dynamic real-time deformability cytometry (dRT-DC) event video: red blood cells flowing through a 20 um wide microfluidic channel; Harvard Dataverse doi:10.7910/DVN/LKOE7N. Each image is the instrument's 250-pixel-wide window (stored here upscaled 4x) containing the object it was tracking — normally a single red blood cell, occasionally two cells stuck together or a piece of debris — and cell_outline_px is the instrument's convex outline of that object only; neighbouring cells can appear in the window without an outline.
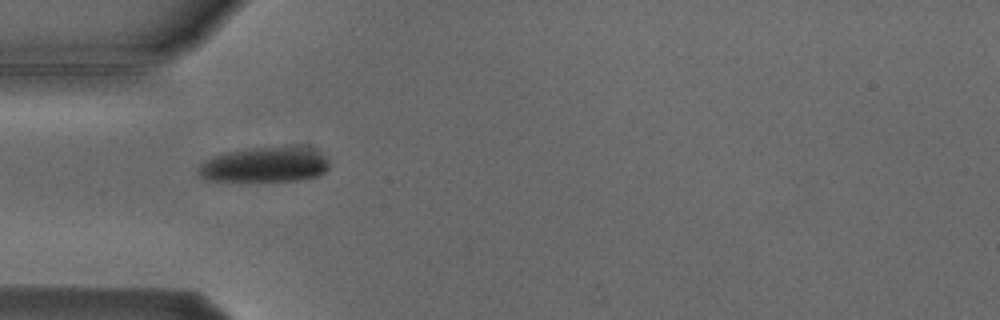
{"species": "Egyptian fruit bat (a non-hibernating species)", "species_latin": "Rousettus aegyptiacus", "temperature_condition": "cold", "stored_images_in_passage": 5, "camera_frame_rate_fps": 3000, "um_per_image_px": 0.085, "animal": {"sex": "male"}, "frame": {"image": 1, "passage_image": 1, "time_ms": 0.0, "image_size_px": [1000, 320], "cell_outline_px": [[328, 168], [320, 176], [300, 180], [240, 184], [204, 180], [196, 172], [196, 168], [204, 160], [212, 156], [224, 152], [252, 148], [292, 144], [300, 144], [316, 148], [328, 156]], "centroid_in_image_um": [22.51, 14.01], "position_along_channel_um": 62.5, "area_um2": 29.19}}
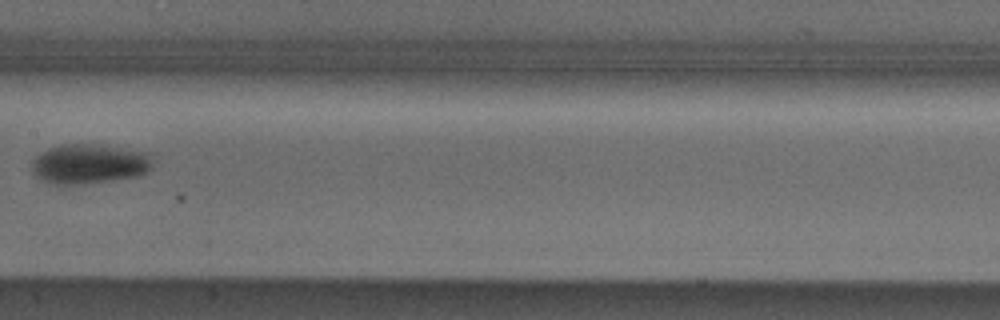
{"frame": {"image": 2, "passage_image": 4, "time_ms": 3.667, "image_size_px": [1000, 320], "cell_outline_px": [[152, 168], [148, 172], [136, 176], [112, 180], [84, 184], [48, 184], [36, 176], [32, 172], [32, 160], [40, 152], [48, 148], [60, 144], [92, 144], [148, 152], [152, 164]], "centroid_in_image_um": [7.54, 13.93], "position_along_channel_um": 199.9, "area_um2": 28.09}}